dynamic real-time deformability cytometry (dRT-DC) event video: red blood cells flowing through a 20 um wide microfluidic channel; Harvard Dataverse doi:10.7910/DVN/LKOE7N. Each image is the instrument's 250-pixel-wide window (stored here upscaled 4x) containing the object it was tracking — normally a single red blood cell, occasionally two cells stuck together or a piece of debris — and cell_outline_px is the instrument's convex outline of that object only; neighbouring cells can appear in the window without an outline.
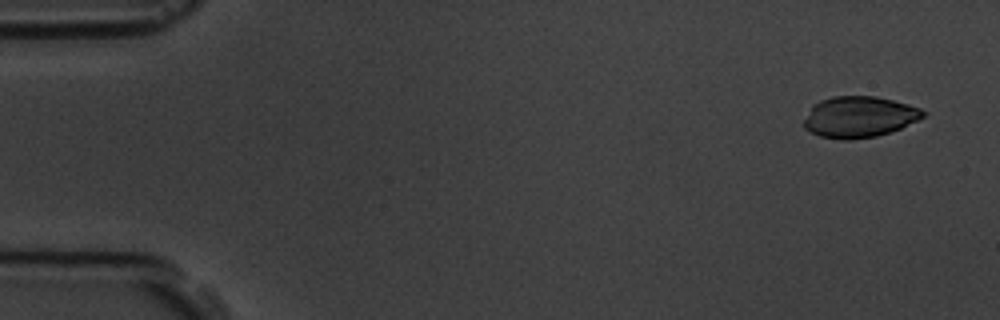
{"species": "common noctule bat (a hibernating species)", "species_latin": "Nyctalus noctula", "temperature_condition": "room temperature", "stored_images_in_passage": 7, "camera_frame_rate_fps": 3000, "um_per_image_px": 0.085, "animal": {"sex": "male", "body_mass_g": 19.5, "forearm_length_mm": 54.6}, "frame": {"image": 1, "passage_image": 1, "time_ms": 0.0, "image_size_px": [1000, 320], "cell_outline_px": [[928, 112], [924, 116], [900, 128], [876, 136], [852, 140], [840, 140], [820, 136], [804, 128], [804, 120], [812, 104], [820, 100], [832, 96], [876, 96], [908, 104], [920, 108]], "centroid_in_image_um": [73.0, 9.93], "position_along_channel_um": 12.0, "area_um2": 28.55}}